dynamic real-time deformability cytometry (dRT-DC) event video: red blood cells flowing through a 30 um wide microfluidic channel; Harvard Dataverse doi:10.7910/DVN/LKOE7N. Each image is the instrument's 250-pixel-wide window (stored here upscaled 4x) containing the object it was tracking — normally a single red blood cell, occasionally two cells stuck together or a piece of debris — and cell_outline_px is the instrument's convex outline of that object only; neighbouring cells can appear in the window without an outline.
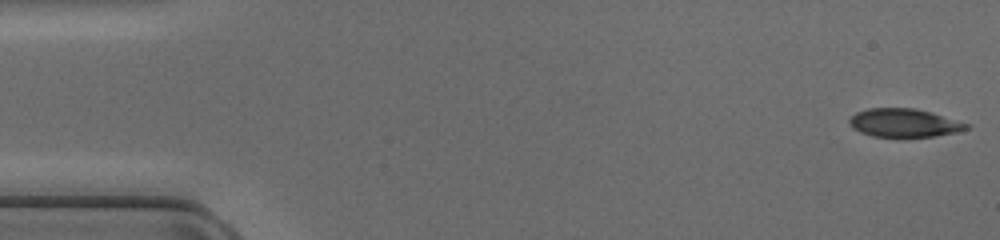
{"species": "common noctule bat (a hibernating species)", "species_latin": "Nyctalus noctula", "temperature_condition": "cold", "stored_images_in_passage": 47, "camera_frame_rate_fps": 3000, "um_per_image_px": 0.085, "animal": {"sex": "female", "body_mass_g": 17.0, "forearm_length_mm": 48.0}, "frame": {"image": 1, "passage_image": 1, "time_ms": 0.0, "image_size_px": [1000, 240], "cell_outline_px": [[972, 124], [968, 128], [956, 132], [936, 136], [872, 136], [860, 132], [852, 128], [848, 124], [848, 120], [856, 112], [868, 108], [916, 108], [932, 112]], "centroid_in_image_um": [76.86, 10.43], "position_along_channel_um": 8.1, "area_um2": 19.42}}
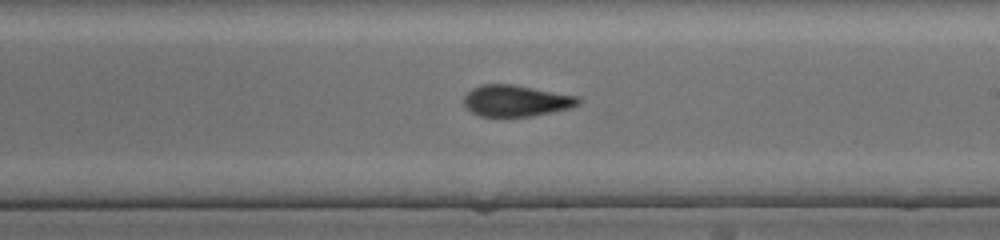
{"frame": {"image": 2, "passage_image": 27, "time_ms": 8.667, "image_size_px": [1000, 240], "cell_outline_px": [[584, 100], [580, 104], [572, 108], [532, 116], [480, 116], [464, 108], [464, 96], [472, 88], [480, 84], [512, 84], [580, 96]], "centroid_in_image_um": [43.91, 8.56], "position_along_channel_um": 245.1, "area_um2": 21.21}}
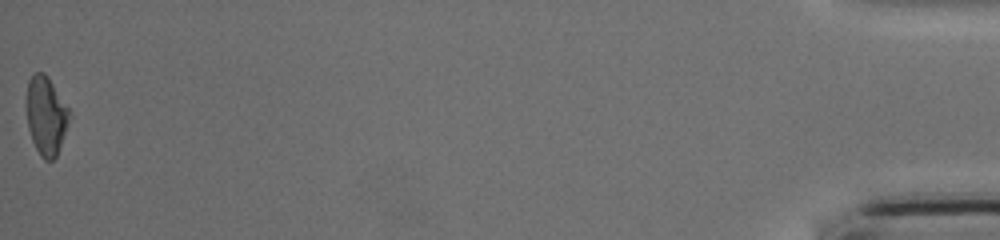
{"frame": {"image": 3, "passage_image": 47, "time_ms": 15.333, "image_size_px": [1000, 240], "cell_outline_px": [[72, 116], [56, 156], [52, 160], [44, 160], [40, 156], [32, 140], [28, 128], [28, 80], [36, 72], [44, 72], [48, 76], [68, 108]], "centroid_in_image_um": [3.95, 9.85], "position_along_channel_um": 431.3, "area_um2": 19.31}}